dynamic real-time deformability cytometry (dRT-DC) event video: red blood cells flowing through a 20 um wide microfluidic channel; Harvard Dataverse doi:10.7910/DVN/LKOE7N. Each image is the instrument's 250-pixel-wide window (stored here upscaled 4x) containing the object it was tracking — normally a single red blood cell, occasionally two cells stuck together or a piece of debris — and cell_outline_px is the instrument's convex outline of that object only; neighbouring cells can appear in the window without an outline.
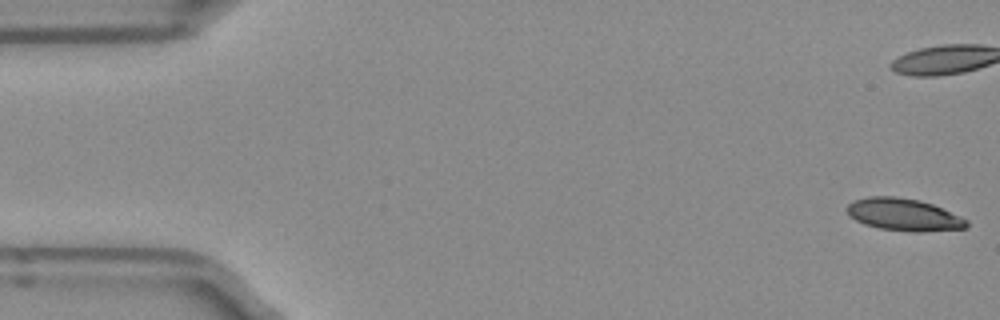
{"species": "Egyptian fruit bat (a non-hibernating species)", "species_latin": "Rousettus aegyptiacus", "temperature_condition": "room temperature", "stored_images_in_passage": 52, "camera_frame_rate_fps": 3000, "um_per_image_px": 0.085, "frame": {"image": 1, "passage_image": 1, "time_ms": 0.0, "image_size_px": [1000, 320], "cell_outline_px": [[968, 228], [920, 232], [912, 232], [880, 228], [864, 224], [848, 216], [844, 208], [848, 204], [856, 200], [868, 196], [896, 196], [920, 200], [932, 204], [960, 216], [968, 220]], "centroid_in_image_um": [76.8, 18.24], "position_along_channel_um": 8.2, "area_um2": 22.66}, "authors_computed_cell_mechanics": {"area_um2": 24.0159, "velocity_mm_per_s": 3.9559, "shape_relaxation_time_tau1_ms": 5.6103, "shape_relaxation_time_tau2_ms": null, "deformation_change_tau1": 0.1461, "deformation_change_tau2": null}}